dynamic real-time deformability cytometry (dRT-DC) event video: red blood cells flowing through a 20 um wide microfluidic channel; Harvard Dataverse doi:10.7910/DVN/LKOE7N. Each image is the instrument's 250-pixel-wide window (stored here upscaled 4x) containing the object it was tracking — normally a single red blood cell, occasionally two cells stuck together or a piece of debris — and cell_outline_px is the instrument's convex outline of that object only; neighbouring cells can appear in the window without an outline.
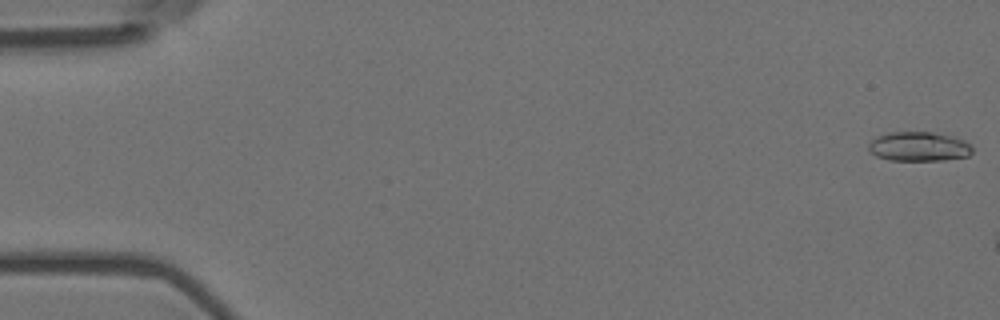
{"species": "Egyptian fruit bat (a non-hibernating species)", "species_latin": "Rousettus aegyptiacus", "temperature_condition": "room temperature", "stored_images_in_passage": 3, "camera_frame_rate_fps": 3000, "um_per_image_px": 0.085, "animal": {"sex": "female"}, "frame": {"image": 1, "passage_image": 1, "time_ms": 0.0, "image_size_px": [1000, 320], "cell_outline_px": [[972, 152], [968, 156], [944, 160], [888, 160], [876, 156], [868, 152], [868, 144], [876, 136], [888, 132], [932, 132], [952, 136], [964, 140], [972, 144]], "centroid_in_image_um": [78.08, 12.45], "position_along_channel_um": 6.9, "area_um2": 17.98}}